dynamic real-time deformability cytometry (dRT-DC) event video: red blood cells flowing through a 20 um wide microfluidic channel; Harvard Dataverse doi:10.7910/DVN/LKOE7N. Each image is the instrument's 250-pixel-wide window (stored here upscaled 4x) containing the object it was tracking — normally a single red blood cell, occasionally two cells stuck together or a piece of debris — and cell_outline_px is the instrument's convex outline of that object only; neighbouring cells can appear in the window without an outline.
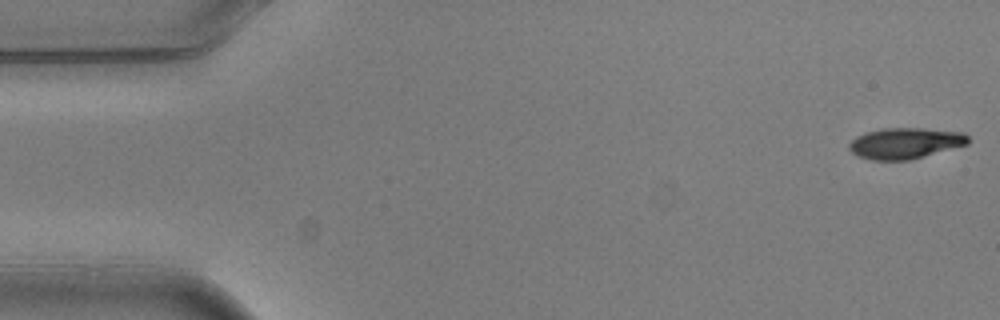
{"species": "common noctule bat (a hibernating species)", "species_latin": "Nyctalus noctula", "temperature_condition": "warm", "stored_images_in_passage": 7, "camera_frame_rate_fps": 3000, "um_per_image_px": 0.085, "animal": {"sex": "male", "body_mass_g": 20.5, "forearm_length_mm": 52.5}, "frame": {"image": 1, "passage_image": 1, "time_ms": 0.0, "image_size_px": [1000, 320], "cell_outline_px": [[968, 144], [912, 160], [872, 160], [856, 156], [848, 148], [848, 144], [856, 136], [864, 132], [880, 128], [920, 128], [964, 132], [968, 136]], "centroid_in_image_um": [76.91, 12.17], "position_along_channel_um": 8.1, "area_um2": 21.73}}
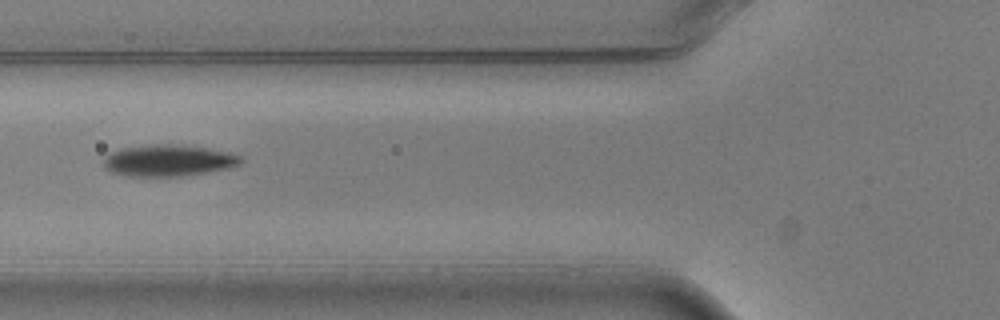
{"frame": {"image": 2, "passage_image": 5, "time_ms": 1.333, "image_size_px": [1000, 320], "cell_outline_px": [[244, 160], [240, 164], [228, 168], [180, 176], [128, 176], [108, 172], [104, 168], [104, 156], [120, 148], [152, 144], [172, 144], [204, 148], [228, 152], [244, 156]], "centroid_in_image_um": [14.28, 13.64], "position_along_channel_um": 111.5, "area_um2": 25.2}}
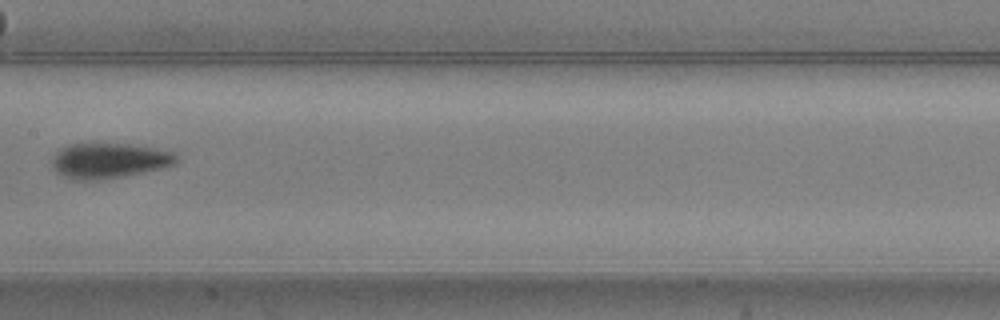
{"frame": {"image": 3, "passage_image": 7, "time_ms": 2.0, "image_size_px": [1000, 320], "cell_outline_px": [[180, 160], [176, 164], [160, 168], [140, 172], [116, 176], [80, 180], [64, 176], [56, 172], [52, 168], [52, 160], [56, 152], [60, 148], [68, 144], [128, 144], [156, 148], [176, 152], [180, 156]], "centroid_in_image_um": [9.31, 13.61], "position_along_channel_um": 198.1, "area_um2": 25.09}}